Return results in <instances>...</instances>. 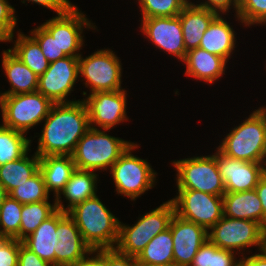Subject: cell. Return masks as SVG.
I'll use <instances>...</instances> for the list:
<instances>
[{
    "label": "cell",
    "mask_w": 266,
    "mask_h": 266,
    "mask_svg": "<svg viewBox=\"0 0 266 266\" xmlns=\"http://www.w3.org/2000/svg\"><path fill=\"white\" fill-rule=\"evenodd\" d=\"M138 147L136 143L130 145L110 168L117 194H122L131 201L153 188L157 177V172L147 160L132 154Z\"/></svg>",
    "instance_id": "obj_6"
},
{
    "label": "cell",
    "mask_w": 266,
    "mask_h": 266,
    "mask_svg": "<svg viewBox=\"0 0 266 266\" xmlns=\"http://www.w3.org/2000/svg\"><path fill=\"white\" fill-rule=\"evenodd\" d=\"M176 169L177 189H191L223 196L225 185L217 166V150L213 155L193 156L172 162Z\"/></svg>",
    "instance_id": "obj_7"
},
{
    "label": "cell",
    "mask_w": 266,
    "mask_h": 266,
    "mask_svg": "<svg viewBox=\"0 0 266 266\" xmlns=\"http://www.w3.org/2000/svg\"><path fill=\"white\" fill-rule=\"evenodd\" d=\"M28 1L32 3H36L38 5L44 6L47 9L53 10L57 13V15L68 12L74 4H72L69 0H23L22 3Z\"/></svg>",
    "instance_id": "obj_43"
},
{
    "label": "cell",
    "mask_w": 266,
    "mask_h": 266,
    "mask_svg": "<svg viewBox=\"0 0 266 266\" xmlns=\"http://www.w3.org/2000/svg\"><path fill=\"white\" fill-rule=\"evenodd\" d=\"M255 190L259 196L261 201V205L263 208L264 213V228L266 227V174H264L259 182L258 185L255 187Z\"/></svg>",
    "instance_id": "obj_45"
},
{
    "label": "cell",
    "mask_w": 266,
    "mask_h": 266,
    "mask_svg": "<svg viewBox=\"0 0 266 266\" xmlns=\"http://www.w3.org/2000/svg\"><path fill=\"white\" fill-rule=\"evenodd\" d=\"M18 266H53L39 258L19 240Z\"/></svg>",
    "instance_id": "obj_42"
},
{
    "label": "cell",
    "mask_w": 266,
    "mask_h": 266,
    "mask_svg": "<svg viewBox=\"0 0 266 266\" xmlns=\"http://www.w3.org/2000/svg\"><path fill=\"white\" fill-rule=\"evenodd\" d=\"M113 50L101 49L83 58L78 57L79 79L83 77L90 93L122 90V65Z\"/></svg>",
    "instance_id": "obj_9"
},
{
    "label": "cell",
    "mask_w": 266,
    "mask_h": 266,
    "mask_svg": "<svg viewBox=\"0 0 266 266\" xmlns=\"http://www.w3.org/2000/svg\"><path fill=\"white\" fill-rule=\"evenodd\" d=\"M237 19L243 25H266V0H239Z\"/></svg>",
    "instance_id": "obj_36"
},
{
    "label": "cell",
    "mask_w": 266,
    "mask_h": 266,
    "mask_svg": "<svg viewBox=\"0 0 266 266\" xmlns=\"http://www.w3.org/2000/svg\"><path fill=\"white\" fill-rule=\"evenodd\" d=\"M108 130L92 128L78 141L72 159L76 169L94 171L109 170L134 142L107 134Z\"/></svg>",
    "instance_id": "obj_4"
},
{
    "label": "cell",
    "mask_w": 266,
    "mask_h": 266,
    "mask_svg": "<svg viewBox=\"0 0 266 266\" xmlns=\"http://www.w3.org/2000/svg\"><path fill=\"white\" fill-rule=\"evenodd\" d=\"M23 204L9 195L0 208V237L19 240Z\"/></svg>",
    "instance_id": "obj_34"
},
{
    "label": "cell",
    "mask_w": 266,
    "mask_h": 266,
    "mask_svg": "<svg viewBox=\"0 0 266 266\" xmlns=\"http://www.w3.org/2000/svg\"><path fill=\"white\" fill-rule=\"evenodd\" d=\"M169 228L173 238L174 266H189L199 248L208 240V230L176 214Z\"/></svg>",
    "instance_id": "obj_18"
},
{
    "label": "cell",
    "mask_w": 266,
    "mask_h": 266,
    "mask_svg": "<svg viewBox=\"0 0 266 266\" xmlns=\"http://www.w3.org/2000/svg\"><path fill=\"white\" fill-rule=\"evenodd\" d=\"M217 166L225 185V192L255 189L266 170V163L245 162L230 158L218 149Z\"/></svg>",
    "instance_id": "obj_17"
},
{
    "label": "cell",
    "mask_w": 266,
    "mask_h": 266,
    "mask_svg": "<svg viewBox=\"0 0 266 266\" xmlns=\"http://www.w3.org/2000/svg\"><path fill=\"white\" fill-rule=\"evenodd\" d=\"M42 26L57 41L60 51L71 57H79L81 55L79 52L85 42L83 40L84 35L82 36L84 27L96 30L95 25L91 23L85 14L79 11L76 5L68 12L46 20Z\"/></svg>",
    "instance_id": "obj_12"
},
{
    "label": "cell",
    "mask_w": 266,
    "mask_h": 266,
    "mask_svg": "<svg viewBox=\"0 0 266 266\" xmlns=\"http://www.w3.org/2000/svg\"><path fill=\"white\" fill-rule=\"evenodd\" d=\"M237 254L231 250L221 249L207 240L197 251L189 266H236Z\"/></svg>",
    "instance_id": "obj_32"
},
{
    "label": "cell",
    "mask_w": 266,
    "mask_h": 266,
    "mask_svg": "<svg viewBox=\"0 0 266 266\" xmlns=\"http://www.w3.org/2000/svg\"><path fill=\"white\" fill-rule=\"evenodd\" d=\"M217 149L230 158L266 163V107H259L232 128Z\"/></svg>",
    "instance_id": "obj_3"
},
{
    "label": "cell",
    "mask_w": 266,
    "mask_h": 266,
    "mask_svg": "<svg viewBox=\"0 0 266 266\" xmlns=\"http://www.w3.org/2000/svg\"><path fill=\"white\" fill-rule=\"evenodd\" d=\"M13 48L9 50L15 54L36 75H42L49 67V61L41 51L38 42L32 36H26L18 31Z\"/></svg>",
    "instance_id": "obj_29"
},
{
    "label": "cell",
    "mask_w": 266,
    "mask_h": 266,
    "mask_svg": "<svg viewBox=\"0 0 266 266\" xmlns=\"http://www.w3.org/2000/svg\"><path fill=\"white\" fill-rule=\"evenodd\" d=\"M141 32L160 50L183 61L186 56L181 21L174 17L141 18Z\"/></svg>",
    "instance_id": "obj_16"
},
{
    "label": "cell",
    "mask_w": 266,
    "mask_h": 266,
    "mask_svg": "<svg viewBox=\"0 0 266 266\" xmlns=\"http://www.w3.org/2000/svg\"><path fill=\"white\" fill-rule=\"evenodd\" d=\"M210 231V232H209ZM265 228L251 220L223 217L208 230V240L221 249L245 251L255 246L264 249Z\"/></svg>",
    "instance_id": "obj_10"
},
{
    "label": "cell",
    "mask_w": 266,
    "mask_h": 266,
    "mask_svg": "<svg viewBox=\"0 0 266 266\" xmlns=\"http://www.w3.org/2000/svg\"><path fill=\"white\" fill-rule=\"evenodd\" d=\"M98 176L94 171L75 169L64 189L55 198L57 210L67 213L75 205L95 196ZM62 194L69 202L66 208L61 199Z\"/></svg>",
    "instance_id": "obj_22"
},
{
    "label": "cell",
    "mask_w": 266,
    "mask_h": 266,
    "mask_svg": "<svg viewBox=\"0 0 266 266\" xmlns=\"http://www.w3.org/2000/svg\"><path fill=\"white\" fill-rule=\"evenodd\" d=\"M182 62L186 65L185 75L209 84L225 74L227 64L224 58L199 47L187 51Z\"/></svg>",
    "instance_id": "obj_19"
},
{
    "label": "cell",
    "mask_w": 266,
    "mask_h": 266,
    "mask_svg": "<svg viewBox=\"0 0 266 266\" xmlns=\"http://www.w3.org/2000/svg\"><path fill=\"white\" fill-rule=\"evenodd\" d=\"M264 249L266 250V227H265V234H264Z\"/></svg>",
    "instance_id": "obj_50"
},
{
    "label": "cell",
    "mask_w": 266,
    "mask_h": 266,
    "mask_svg": "<svg viewBox=\"0 0 266 266\" xmlns=\"http://www.w3.org/2000/svg\"><path fill=\"white\" fill-rule=\"evenodd\" d=\"M30 33V35L38 42L41 51L49 63L67 56L63 51H60L57 41L42 25L32 29Z\"/></svg>",
    "instance_id": "obj_37"
},
{
    "label": "cell",
    "mask_w": 266,
    "mask_h": 266,
    "mask_svg": "<svg viewBox=\"0 0 266 266\" xmlns=\"http://www.w3.org/2000/svg\"><path fill=\"white\" fill-rule=\"evenodd\" d=\"M54 251L55 266H79L93 252L84 242L74 220L61 210H57Z\"/></svg>",
    "instance_id": "obj_14"
},
{
    "label": "cell",
    "mask_w": 266,
    "mask_h": 266,
    "mask_svg": "<svg viewBox=\"0 0 266 266\" xmlns=\"http://www.w3.org/2000/svg\"><path fill=\"white\" fill-rule=\"evenodd\" d=\"M141 18L178 16L189 0H137Z\"/></svg>",
    "instance_id": "obj_35"
},
{
    "label": "cell",
    "mask_w": 266,
    "mask_h": 266,
    "mask_svg": "<svg viewBox=\"0 0 266 266\" xmlns=\"http://www.w3.org/2000/svg\"><path fill=\"white\" fill-rule=\"evenodd\" d=\"M57 229V211L43 221L34 232L22 240V243L39 258L55 266V232Z\"/></svg>",
    "instance_id": "obj_26"
},
{
    "label": "cell",
    "mask_w": 266,
    "mask_h": 266,
    "mask_svg": "<svg viewBox=\"0 0 266 266\" xmlns=\"http://www.w3.org/2000/svg\"><path fill=\"white\" fill-rule=\"evenodd\" d=\"M78 78V57L66 56L50 63L48 69L39 76L37 91L53 103L74 102L66 97L73 91Z\"/></svg>",
    "instance_id": "obj_15"
},
{
    "label": "cell",
    "mask_w": 266,
    "mask_h": 266,
    "mask_svg": "<svg viewBox=\"0 0 266 266\" xmlns=\"http://www.w3.org/2000/svg\"><path fill=\"white\" fill-rule=\"evenodd\" d=\"M177 196L170 199L175 214L209 230L223 217V196L191 189H178Z\"/></svg>",
    "instance_id": "obj_11"
},
{
    "label": "cell",
    "mask_w": 266,
    "mask_h": 266,
    "mask_svg": "<svg viewBox=\"0 0 266 266\" xmlns=\"http://www.w3.org/2000/svg\"><path fill=\"white\" fill-rule=\"evenodd\" d=\"M42 172L39 170L30 179L13 189L9 196L22 204L49 200Z\"/></svg>",
    "instance_id": "obj_33"
},
{
    "label": "cell",
    "mask_w": 266,
    "mask_h": 266,
    "mask_svg": "<svg viewBox=\"0 0 266 266\" xmlns=\"http://www.w3.org/2000/svg\"><path fill=\"white\" fill-rule=\"evenodd\" d=\"M57 211L56 200L51 204L48 200L23 204L19 240L22 241L36 228Z\"/></svg>",
    "instance_id": "obj_30"
},
{
    "label": "cell",
    "mask_w": 266,
    "mask_h": 266,
    "mask_svg": "<svg viewBox=\"0 0 266 266\" xmlns=\"http://www.w3.org/2000/svg\"><path fill=\"white\" fill-rule=\"evenodd\" d=\"M39 158L46 190L48 193L53 191L56 198L75 171V163L71 155H47Z\"/></svg>",
    "instance_id": "obj_25"
},
{
    "label": "cell",
    "mask_w": 266,
    "mask_h": 266,
    "mask_svg": "<svg viewBox=\"0 0 266 266\" xmlns=\"http://www.w3.org/2000/svg\"><path fill=\"white\" fill-rule=\"evenodd\" d=\"M44 122L35 152L39 157L72 155L78 141L90 129L83 100L54 103Z\"/></svg>",
    "instance_id": "obj_1"
},
{
    "label": "cell",
    "mask_w": 266,
    "mask_h": 266,
    "mask_svg": "<svg viewBox=\"0 0 266 266\" xmlns=\"http://www.w3.org/2000/svg\"><path fill=\"white\" fill-rule=\"evenodd\" d=\"M15 9L7 0H0V26L10 35V42H13L17 16Z\"/></svg>",
    "instance_id": "obj_40"
},
{
    "label": "cell",
    "mask_w": 266,
    "mask_h": 266,
    "mask_svg": "<svg viewBox=\"0 0 266 266\" xmlns=\"http://www.w3.org/2000/svg\"><path fill=\"white\" fill-rule=\"evenodd\" d=\"M106 263V266H138L136 257L119 252L116 248L95 250Z\"/></svg>",
    "instance_id": "obj_39"
},
{
    "label": "cell",
    "mask_w": 266,
    "mask_h": 266,
    "mask_svg": "<svg viewBox=\"0 0 266 266\" xmlns=\"http://www.w3.org/2000/svg\"><path fill=\"white\" fill-rule=\"evenodd\" d=\"M141 265L174 266L173 238L170 228L160 232L136 257Z\"/></svg>",
    "instance_id": "obj_28"
},
{
    "label": "cell",
    "mask_w": 266,
    "mask_h": 266,
    "mask_svg": "<svg viewBox=\"0 0 266 266\" xmlns=\"http://www.w3.org/2000/svg\"><path fill=\"white\" fill-rule=\"evenodd\" d=\"M25 135L0 124V166L21 158L30 150L31 140Z\"/></svg>",
    "instance_id": "obj_31"
},
{
    "label": "cell",
    "mask_w": 266,
    "mask_h": 266,
    "mask_svg": "<svg viewBox=\"0 0 266 266\" xmlns=\"http://www.w3.org/2000/svg\"><path fill=\"white\" fill-rule=\"evenodd\" d=\"M2 67L11 86L9 90L4 91V95L33 93L38 90L39 76L9 49L2 53Z\"/></svg>",
    "instance_id": "obj_23"
},
{
    "label": "cell",
    "mask_w": 266,
    "mask_h": 266,
    "mask_svg": "<svg viewBox=\"0 0 266 266\" xmlns=\"http://www.w3.org/2000/svg\"><path fill=\"white\" fill-rule=\"evenodd\" d=\"M67 214L74 220L84 242L93 251L116 247L120 220L101 202L97 194L75 205Z\"/></svg>",
    "instance_id": "obj_2"
},
{
    "label": "cell",
    "mask_w": 266,
    "mask_h": 266,
    "mask_svg": "<svg viewBox=\"0 0 266 266\" xmlns=\"http://www.w3.org/2000/svg\"><path fill=\"white\" fill-rule=\"evenodd\" d=\"M235 35L233 27L222 15H217L203 34L199 48L218 55L228 62L236 47Z\"/></svg>",
    "instance_id": "obj_24"
},
{
    "label": "cell",
    "mask_w": 266,
    "mask_h": 266,
    "mask_svg": "<svg viewBox=\"0 0 266 266\" xmlns=\"http://www.w3.org/2000/svg\"><path fill=\"white\" fill-rule=\"evenodd\" d=\"M8 193L4 186L0 183V208L4 203V200L8 197Z\"/></svg>",
    "instance_id": "obj_47"
},
{
    "label": "cell",
    "mask_w": 266,
    "mask_h": 266,
    "mask_svg": "<svg viewBox=\"0 0 266 266\" xmlns=\"http://www.w3.org/2000/svg\"><path fill=\"white\" fill-rule=\"evenodd\" d=\"M53 104L38 91L4 95L1 106L2 125L27 134V131L44 121Z\"/></svg>",
    "instance_id": "obj_8"
},
{
    "label": "cell",
    "mask_w": 266,
    "mask_h": 266,
    "mask_svg": "<svg viewBox=\"0 0 266 266\" xmlns=\"http://www.w3.org/2000/svg\"><path fill=\"white\" fill-rule=\"evenodd\" d=\"M260 253H255L251 256H244L240 251V253L242 254V258H240V260L238 261V265L239 266H266V250L262 249L259 251ZM246 257V258H245Z\"/></svg>",
    "instance_id": "obj_44"
},
{
    "label": "cell",
    "mask_w": 266,
    "mask_h": 266,
    "mask_svg": "<svg viewBox=\"0 0 266 266\" xmlns=\"http://www.w3.org/2000/svg\"><path fill=\"white\" fill-rule=\"evenodd\" d=\"M0 42H10V35L0 26Z\"/></svg>",
    "instance_id": "obj_48"
},
{
    "label": "cell",
    "mask_w": 266,
    "mask_h": 266,
    "mask_svg": "<svg viewBox=\"0 0 266 266\" xmlns=\"http://www.w3.org/2000/svg\"><path fill=\"white\" fill-rule=\"evenodd\" d=\"M223 215L229 218L251 220L264 227V213L255 189L242 192H225Z\"/></svg>",
    "instance_id": "obj_21"
},
{
    "label": "cell",
    "mask_w": 266,
    "mask_h": 266,
    "mask_svg": "<svg viewBox=\"0 0 266 266\" xmlns=\"http://www.w3.org/2000/svg\"><path fill=\"white\" fill-rule=\"evenodd\" d=\"M195 5L209 9L210 11H213L218 15H224L225 12H229V9L233 7L236 13L235 17H237L236 15L238 13L237 10L239 6V0H206L205 2H201L200 4Z\"/></svg>",
    "instance_id": "obj_41"
},
{
    "label": "cell",
    "mask_w": 266,
    "mask_h": 266,
    "mask_svg": "<svg viewBox=\"0 0 266 266\" xmlns=\"http://www.w3.org/2000/svg\"><path fill=\"white\" fill-rule=\"evenodd\" d=\"M175 209L171 200L140 216L132 225L119 224L116 249L126 255L137 257L146 245L160 232L169 228Z\"/></svg>",
    "instance_id": "obj_5"
},
{
    "label": "cell",
    "mask_w": 266,
    "mask_h": 266,
    "mask_svg": "<svg viewBox=\"0 0 266 266\" xmlns=\"http://www.w3.org/2000/svg\"><path fill=\"white\" fill-rule=\"evenodd\" d=\"M218 14L189 2L178 15L186 51L198 48L203 34Z\"/></svg>",
    "instance_id": "obj_20"
},
{
    "label": "cell",
    "mask_w": 266,
    "mask_h": 266,
    "mask_svg": "<svg viewBox=\"0 0 266 266\" xmlns=\"http://www.w3.org/2000/svg\"><path fill=\"white\" fill-rule=\"evenodd\" d=\"M3 98H4V94H3V92L2 93L0 92V109L2 106Z\"/></svg>",
    "instance_id": "obj_49"
},
{
    "label": "cell",
    "mask_w": 266,
    "mask_h": 266,
    "mask_svg": "<svg viewBox=\"0 0 266 266\" xmlns=\"http://www.w3.org/2000/svg\"><path fill=\"white\" fill-rule=\"evenodd\" d=\"M29 150L19 159L0 166V183L9 194L40 170V158L34 152L30 158Z\"/></svg>",
    "instance_id": "obj_27"
},
{
    "label": "cell",
    "mask_w": 266,
    "mask_h": 266,
    "mask_svg": "<svg viewBox=\"0 0 266 266\" xmlns=\"http://www.w3.org/2000/svg\"><path fill=\"white\" fill-rule=\"evenodd\" d=\"M91 255V256H90ZM79 266H106L105 261L95 251L91 252ZM95 255V256H92ZM90 256V257H89Z\"/></svg>",
    "instance_id": "obj_46"
},
{
    "label": "cell",
    "mask_w": 266,
    "mask_h": 266,
    "mask_svg": "<svg viewBox=\"0 0 266 266\" xmlns=\"http://www.w3.org/2000/svg\"><path fill=\"white\" fill-rule=\"evenodd\" d=\"M126 96V90L122 89L95 92L87 95V98H83L88 111L90 127L96 129L100 127L99 129H106L110 132L115 125L128 121Z\"/></svg>",
    "instance_id": "obj_13"
},
{
    "label": "cell",
    "mask_w": 266,
    "mask_h": 266,
    "mask_svg": "<svg viewBox=\"0 0 266 266\" xmlns=\"http://www.w3.org/2000/svg\"><path fill=\"white\" fill-rule=\"evenodd\" d=\"M19 240L0 237V266H18Z\"/></svg>",
    "instance_id": "obj_38"
}]
</instances>
